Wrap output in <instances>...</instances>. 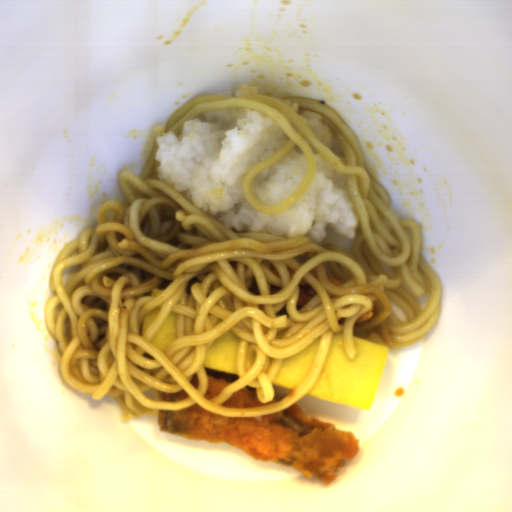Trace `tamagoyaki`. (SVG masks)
<instances>
[{
	"label": "tamagoyaki",
	"instance_id": "obj_1",
	"mask_svg": "<svg viewBox=\"0 0 512 512\" xmlns=\"http://www.w3.org/2000/svg\"><path fill=\"white\" fill-rule=\"evenodd\" d=\"M352 337L353 359L344 347L343 330L332 332L322 371L305 394L371 410L389 349L353 333Z\"/></svg>",
	"mask_w": 512,
	"mask_h": 512
},
{
	"label": "tamagoyaki",
	"instance_id": "obj_2",
	"mask_svg": "<svg viewBox=\"0 0 512 512\" xmlns=\"http://www.w3.org/2000/svg\"><path fill=\"white\" fill-rule=\"evenodd\" d=\"M321 338L322 336L298 354L284 359L271 382L272 385L293 391L298 388L315 363Z\"/></svg>",
	"mask_w": 512,
	"mask_h": 512
},
{
	"label": "tamagoyaki",
	"instance_id": "obj_3",
	"mask_svg": "<svg viewBox=\"0 0 512 512\" xmlns=\"http://www.w3.org/2000/svg\"><path fill=\"white\" fill-rule=\"evenodd\" d=\"M241 339L230 329L221 334L206 350L203 368L239 376L237 356Z\"/></svg>",
	"mask_w": 512,
	"mask_h": 512
},
{
	"label": "tamagoyaki",
	"instance_id": "obj_4",
	"mask_svg": "<svg viewBox=\"0 0 512 512\" xmlns=\"http://www.w3.org/2000/svg\"><path fill=\"white\" fill-rule=\"evenodd\" d=\"M177 338L176 312H169L150 344L163 353Z\"/></svg>",
	"mask_w": 512,
	"mask_h": 512
},
{
	"label": "tamagoyaki",
	"instance_id": "obj_5",
	"mask_svg": "<svg viewBox=\"0 0 512 512\" xmlns=\"http://www.w3.org/2000/svg\"><path fill=\"white\" fill-rule=\"evenodd\" d=\"M160 309L161 308L157 305L144 317L139 329V335H143L145 331L150 327V325L156 318L157 314L159 313Z\"/></svg>",
	"mask_w": 512,
	"mask_h": 512
},
{
	"label": "tamagoyaki",
	"instance_id": "obj_6",
	"mask_svg": "<svg viewBox=\"0 0 512 512\" xmlns=\"http://www.w3.org/2000/svg\"><path fill=\"white\" fill-rule=\"evenodd\" d=\"M164 290H165V289H155V288H154L153 290H151L150 296H152V297H153V296H157V295H159V294L163 293V292H164Z\"/></svg>",
	"mask_w": 512,
	"mask_h": 512
}]
</instances>
